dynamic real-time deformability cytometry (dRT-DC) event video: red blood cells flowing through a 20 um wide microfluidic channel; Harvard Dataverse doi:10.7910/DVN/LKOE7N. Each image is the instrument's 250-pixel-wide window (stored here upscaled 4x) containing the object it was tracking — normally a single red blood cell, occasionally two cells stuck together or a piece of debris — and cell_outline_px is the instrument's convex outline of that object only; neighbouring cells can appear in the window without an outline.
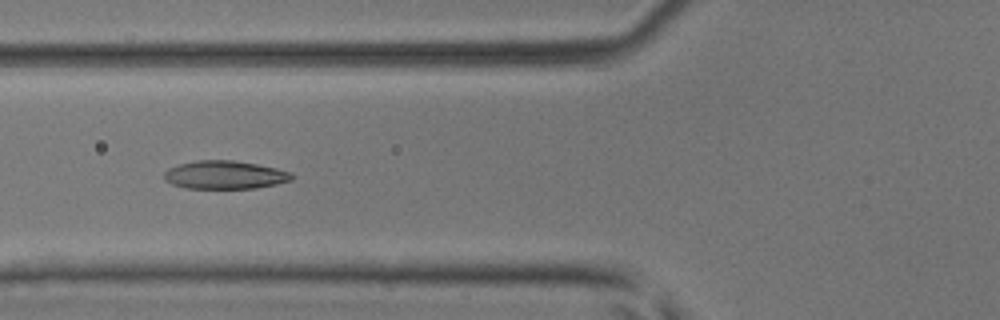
{"species": "common noctule bat (a hibernating species)", "species_latin": "Nyctalus noctula", "temperature_condition": "room temperature", "stored_images_in_passage": 5, "camera_frame_rate_fps": 3000, "um_per_image_px": 0.085, "animal": {"sex": "male", "body_mass_g": 17.9, "forearm_length_mm": 54.2}, "frame": {"image": 1, "passage_image": 5, "time_ms": 4.667, "image_size_px": [1000, 320], "cell_outline_px": [[296, 176], [292, 180], [276, 184], [256, 188], [184, 188], [172, 184], [164, 180], [164, 172], [168, 168], [180, 164], [196, 160], [232, 160], [256, 164], [276, 168], [288, 172]], "centroid_in_image_um": [19.09, 14.87], "position_along_channel_um": 106.7, "area_um2": 20.98}}